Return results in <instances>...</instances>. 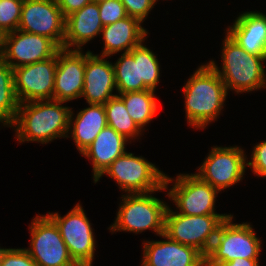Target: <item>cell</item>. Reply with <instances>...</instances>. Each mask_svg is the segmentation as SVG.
Returning <instances> with one entry per match:
<instances>
[{
    "instance_id": "cell-1",
    "label": "cell",
    "mask_w": 266,
    "mask_h": 266,
    "mask_svg": "<svg viewBox=\"0 0 266 266\" xmlns=\"http://www.w3.org/2000/svg\"><path fill=\"white\" fill-rule=\"evenodd\" d=\"M66 102L42 100L19 103L17 116L9 126L14 129L19 143L47 144L58 138H67L71 109Z\"/></svg>"
},
{
    "instance_id": "cell-2",
    "label": "cell",
    "mask_w": 266,
    "mask_h": 266,
    "mask_svg": "<svg viewBox=\"0 0 266 266\" xmlns=\"http://www.w3.org/2000/svg\"><path fill=\"white\" fill-rule=\"evenodd\" d=\"M183 86L185 118L195 129L216 121L228 92L219 74L208 64L198 66Z\"/></svg>"
},
{
    "instance_id": "cell-3",
    "label": "cell",
    "mask_w": 266,
    "mask_h": 266,
    "mask_svg": "<svg viewBox=\"0 0 266 266\" xmlns=\"http://www.w3.org/2000/svg\"><path fill=\"white\" fill-rule=\"evenodd\" d=\"M224 38L220 56L222 68L214 60L208 64L219 74L227 92L251 93L266 88V57L248 53L227 33Z\"/></svg>"
},
{
    "instance_id": "cell-4",
    "label": "cell",
    "mask_w": 266,
    "mask_h": 266,
    "mask_svg": "<svg viewBox=\"0 0 266 266\" xmlns=\"http://www.w3.org/2000/svg\"><path fill=\"white\" fill-rule=\"evenodd\" d=\"M148 193H125L121 196L112 233L125 231L135 234L151 229L157 236L164 234L165 213L168 203Z\"/></svg>"
},
{
    "instance_id": "cell-5",
    "label": "cell",
    "mask_w": 266,
    "mask_h": 266,
    "mask_svg": "<svg viewBox=\"0 0 266 266\" xmlns=\"http://www.w3.org/2000/svg\"><path fill=\"white\" fill-rule=\"evenodd\" d=\"M233 214L220 225L212 246L205 256V266L235 259L259 260L262 240L248 222L233 223Z\"/></svg>"
},
{
    "instance_id": "cell-6",
    "label": "cell",
    "mask_w": 266,
    "mask_h": 266,
    "mask_svg": "<svg viewBox=\"0 0 266 266\" xmlns=\"http://www.w3.org/2000/svg\"><path fill=\"white\" fill-rule=\"evenodd\" d=\"M104 175L115 180L124 193H148L165 191V173L155 164L142 156L125 152L101 174L94 182L97 183Z\"/></svg>"
},
{
    "instance_id": "cell-7",
    "label": "cell",
    "mask_w": 266,
    "mask_h": 266,
    "mask_svg": "<svg viewBox=\"0 0 266 266\" xmlns=\"http://www.w3.org/2000/svg\"><path fill=\"white\" fill-rule=\"evenodd\" d=\"M171 183L173 184L170 188L168 185ZM164 187L168 190L165 191L166 196L175 203L177 213L188 216L231 215L219 214L215 211L216 197L220 191L201 180L196 174H178L174 180L165 174Z\"/></svg>"
},
{
    "instance_id": "cell-8",
    "label": "cell",
    "mask_w": 266,
    "mask_h": 266,
    "mask_svg": "<svg viewBox=\"0 0 266 266\" xmlns=\"http://www.w3.org/2000/svg\"><path fill=\"white\" fill-rule=\"evenodd\" d=\"M168 205L164 234L171 240L196 248L206 256L221 223L230 215H183Z\"/></svg>"
},
{
    "instance_id": "cell-9",
    "label": "cell",
    "mask_w": 266,
    "mask_h": 266,
    "mask_svg": "<svg viewBox=\"0 0 266 266\" xmlns=\"http://www.w3.org/2000/svg\"><path fill=\"white\" fill-rule=\"evenodd\" d=\"M84 208L77 203L66 215L49 212L57 225L70 257L78 266H93L96 238Z\"/></svg>"
},
{
    "instance_id": "cell-10",
    "label": "cell",
    "mask_w": 266,
    "mask_h": 266,
    "mask_svg": "<svg viewBox=\"0 0 266 266\" xmlns=\"http://www.w3.org/2000/svg\"><path fill=\"white\" fill-rule=\"evenodd\" d=\"M30 247L24 248L38 266H78L70 257L55 222L46 215L33 217Z\"/></svg>"
},
{
    "instance_id": "cell-11",
    "label": "cell",
    "mask_w": 266,
    "mask_h": 266,
    "mask_svg": "<svg viewBox=\"0 0 266 266\" xmlns=\"http://www.w3.org/2000/svg\"><path fill=\"white\" fill-rule=\"evenodd\" d=\"M247 160L241 147L216 145L194 174L221 192L243 180Z\"/></svg>"
},
{
    "instance_id": "cell-12",
    "label": "cell",
    "mask_w": 266,
    "mask_h": 266,
    "mask_svg": "<svg viewBox=\"0 0 266 266\" xmlns=\"http://www.w3.org/2000/svg\"><path fill=\"white\" fill-rule=\"evenodd\" d=\"M57 53L43 61L13 69L14 89L19 103L53 100Z\"/></svg>"
},
{
    "instance_id": "cell-13",
    "label": "cell",
    "mask_w": 266,
    "mask_h": 266,
    "mask_svg": "<svg viewBox=\"0 0 266 266\" xmlns=\"http://www.w3.org/2000/svg\"><path fill=\"white\" fill-rule=\"evenodd\" d=\"M18 30L45 36L63 48L65 18L56 0H24Z\"/></svg>"
},
{
    "instance_id": "cell-14",
    "label": "cell",
    "mask_w": 266,
    "mask_h": 266,
    "mask_svg": "<svg viewBox=\"0 0 266 266\" xmlns=\"http://www.w3.org/2000/svg\"><path fill=\"white\" fill-rule=\"evenodd\" d=\"M60 48L49 38L21 30L2 35L1 57L12 68L53 57Z\"/></svg>"
},
{
    "instance_id": "cell-15",
    "label": "cell",
    "mask_w": 266,
    "mask_h": 266,
    "mask_svg": "<svg viewBox=\"0 0 266 266\" xmlns=\"http://www.w3.org/2000/svg\"><path fill=\"white\" fill-rule=\"evenodd\" d=\"M85 67L86 53L83 50H58L53 100L70 102L81 98Z\"/></svg>"
},
{
    "instance_id": "cell-16",
    "label": "cell",
    "mask_w": 266,
    "mask_h": 266,
    "mask_svg": "<svg viewBox=\"0 0 266 266\" xmlns=\"http://www.w3.org/2000/svg\"><path fill=\"white\" fill-rule=\"evenodd\" d=\"M144 240L141 266H205V256L196 248L171 240Z\"/></svg>"
},
{
    "instance_id": "cell-17",
    "label": "cell",
    "mask_w": 266,
    "mask_h": 266,
    "mask_svg": "<svg viewBox=\"0 0 266 266\" xmlns=\"http://www.w3.org/2000/svg\"><path fill=\"white\" fill-rule=\"evenodd\" d=\"M104 56L86 52V67L84 72V87L81 98L88 104H105L118 95L113 93L117 87L112 62ZM113 93V94H112Z\"/></svg>"
},
{
    "instance_id": "cell-18",
    "label": "cell",
    "mask_w": 266,
    "mask_h": 266,
    "mask_svg": "<svg viewBox=\"0 0 266 266\" xmlns=\"http://www.w3.org/2000/svg\"><path fill=\"white\" fill-rule=\"evenodd\" d=\"M141 24L138 19L127 16L115 23L105 25L101 30L104 47L102 52L96 55L107 58L120 52H129L139 46L148 35V30Z\"/></svg>"
},
{
    "instance_id": "cell-19",
    "label": "cell",
    "mask_w": 266,
    "mask_h": 266,
    "mask_svg": "<svg viewBox=\"0 0 266 266\" xmlns=\"http://www.w3.org/2000/svg\"><path fill=\"white\" fill-rule=\"evenodd\" d=\"M103 27L99 16L98 3L91 2L85 5L79 11L65 18L63 48L82 50L83 45H86L98 35L100 37Z\"/></svg>"
},
{
    "instance_id": "cell-20",
    "label": "cell",
    "mask_w": 266,
    "mask_h": 266,
    "mask_svg": "<svg viewBox=\"0 0 266 266\" xmlns=\"http://www.w3.org/2000/svg\"><path fill=\"white\" fill-rule=\"evenodd\" d=\"M226 33L248 53L266 57V14L246 11L236 17Z\"/></svg>"
},
{
    "instance_id": "cell-21",
    "label": "cell",
    "mask_w": 266,
    "mask_h": 266,
    "mask_svg": "<svg viewBox=\"0 0 266 266\" xmlns=\"http://www.w3.org/2000/svg\"><path fill=\"white\" fill-rule=\"evenodd\" d=\"M128 139L110 126L104 127L95 140L81 153L92 162L95 182L110 164L126 152Z\"/></svg>"
},
{
    "instance_id": "cell-22",
    "label": "cell",
    "mask_w": 266,
    "mask_h": 266,
    "mask_svg": "<svg viewBox=\"0 0 266 266\" xmlns=\"http://www.w3.org/2000/svg\"><path fill=\"white\" fill-rule=\"evenodd\" d=\"M74 116L70 113L69 132L67 138H72L81 154L96 138L99 132L107 126L104 104H88ZM74 116V117H73Z\"/></svg>"
},
{
    "instance_id": "cell-23",
    "label": "cell",
    "mask_w": 266,
    "mask_h": 266,
    "mask_svg": "<svg viewBox=\"0 0 266 266\" xmlns=\"http://www.w3.org/2000/svg\"><path fill=\"white\" fill-rule=\"evenodd\" d=\"M117 87V94L149 89L140 79L139 46L129 52L122 53L112 63Z\"/></svg>"
},
{
    "instance_id": "cell-24",
    "label": "cell",
    "mask_w": 266,
    "mask_h": 266,
    "mask_svg": "<svg viewBox=\"0 0 266 266\" xmlns=\"http://www.w3.org/2000/svg\"><path fill=\"white\" fill-rule=\"evenodd\" d=\"M125 107L138 127L144 132L145 126L153 120L158 111L155 91L146 89L118 94Z\"/></svg>"
},
{
    "instance_id": "cell-25",
    "label": "cell",
    "mask_w": 266,
    "mask_h": 266,
    "mask_svg": "<svg viewBox=\"0 0 266 266\" xmlns=\"http://www.w3.org/2000/svg\"><path fill=\"white\" fill-rule=\"evenodd\" d=\"M18 108L13 69L0 56V124L9 128L17 116Z\"/></svg>"
},
{
    "instance_id": "cell-26",
    "label": "cell",
    "mask_w": 266,
    "mask_h": 266,
    "mask_svg": "<svg viewBox=\"0 0 266 266\" xmlns=\"http://www.w3.org/2000/svg\"><path fill=\"white\" fill-rule=\"evenodd\" d=\"M107 125L115 129L130 142L143 134L142 130L130 117L124 102L116 95L104 104ZM131 139V140H130Z\"/></svg>"
},
{
    "instance_id": "cell-27",
    "label": "cell",
    "mask_w": 266,
    "mask_h": 266,
    "mask_svg": "<svg viewBox=\"0 0 266 266\" xmlns=\"http://www.w3.org/2000/svg\"><path fill=\"white\" fill-rule=\"evenodd\" d=\"M156 54L144 45V41L139 45V70L140 79L151 90L156 91L160 80V63Z\"/></svg>"
},
{
    "instance_id": "cell-28",
    "label": "cell",
    "mask_w": 266,
    "mask_h": 266,
    "mask_svg": "<svg viewBox=\"0 0 266 266\" xmlns=\"http://www.w3.org/2000/svg\"><path fill=\"white\" fill-rule=\"evenodd\" d=\"M24 0H0V33L18 29Z\"/></svg>"
},
{
    "instance_id": "cell-29",
    "label": "cell",
    "mask_w": 266,
    "mask_h": 266,
    "mask_svg": "<svg viewBox=\"0 0 266 266\" xmlns=\"http://www.w3.org/2000/svg\"><path fill=\"white\" fill-rule=\"evenodd\" d=\"M98 7L103 26L115 23L128 16L125 6L120 0H104L98 2Z\"/></svg>"
},
{
    "instance_id": "cell-30",
    "label": "cell",
    "mask_w": 266,
    "mask_h": 266,
    "mask_svg": "<svg viewBox=\"0 0 266 266\" xmlns=\"http://www.w3.org/2000/svg\"><path fill=\"white\" fill-rule=\"evenodd\" d=\"M1 266H38L24 248H1Z\"/></svg>"
},
{
    "instance_id": "cell-31",
    "label": "cell",
    "mask_w": 266,
    "mask_h": 266,
    "mask_svg": "<svg viewBox=\"0 0 266 266\" xmlns=\"http://www.w3.org/2000/svg\"><path fill=\"white\" fill-rule=\"evenodd\" d=\"M125 6L127 15L145 21L158 0H120Z\"/></svg>"
},
{
    "instance_id": "cell-32",
    "label": "cell",
    "mask_w": 266,
    "mask_h": 266,
    "mask_svg": "<svg viewBox=\"0 0 266 266\" xmlns=\"http://www.w3.org/2000/svg\"><path fill=\"white\" fill-rule=\"evenodd\" d=\"M251 160L247 161V167L258 177H266V140L253 147Z\"/></svg>"
},
{
    "instance_id": "cell-33",
    "label": "cell",
    "mask_w": 266,
    "mask_h": 266,
    "mask_svg": "<svg viewBox=\"0 0 266 266\" xmlns=\"http://www.w3.org/2000/svg\"><path fill=\"white\" fill-rule=\"evenodd\" d=\"M91 2L92 0H56L64 18L79 11L82 7Z\"/></svg>"
},
{
    "instance_id": "cell-34",
    "label": "cell",
    "mask_w": 266,
    "mask_h": 266,
    "mask_svg": "<svg viewBox=\"0 0 266 266\" xmlns=\"http://www.w3.org/2000/svg\"><path fill=\"white\" fill-rule=\"evenodd\" d=\"M259 263V260L235 259L227 262H218L213 266H260Z\"/></svg>"
},
{
    "instance_id": "cell-35",
    "label": "cell",
    "mask_w": 266,
    "mask_h": 266,
    "mask_svg": "<svg viewBox=\"0 0 266 266\" xmlns=\"http://www.w3.org/2000/svg\"><path fill=\"white\" fill-rule=\"evenodd\" d=\"M2 52V34L0 33V56Z\"/></svg>"
},
{
    "instance_id": "cell-36",
    "label": "cell",
    "mask_w": 266,
    "mask_h": 266,
    "mask_svg": "<svg viewBox=\"0 0 266 266\" xmlns=\"http://www.w3.org/2000/svg\"><path fill=\"white\" fill-rule=\"evenodd\" d=\"M101 1H104V0H92V2H96V3L101 2Z\"/></svg>"
},
{
    "instance_id": "cell-37",
    "label": "cell",
    "mask_w": 266,
    "mask_h": 266,
    "mask_svg": "<svg viewBox=\"0 0 266 266\" xmlns=\"http://www.w3.org/2000/svg\"><path fill=\"white\" fill-rule=\"evenodd\" d=\"M0 266H1V247H0Z\"/></svg>"
}]
</instances>
